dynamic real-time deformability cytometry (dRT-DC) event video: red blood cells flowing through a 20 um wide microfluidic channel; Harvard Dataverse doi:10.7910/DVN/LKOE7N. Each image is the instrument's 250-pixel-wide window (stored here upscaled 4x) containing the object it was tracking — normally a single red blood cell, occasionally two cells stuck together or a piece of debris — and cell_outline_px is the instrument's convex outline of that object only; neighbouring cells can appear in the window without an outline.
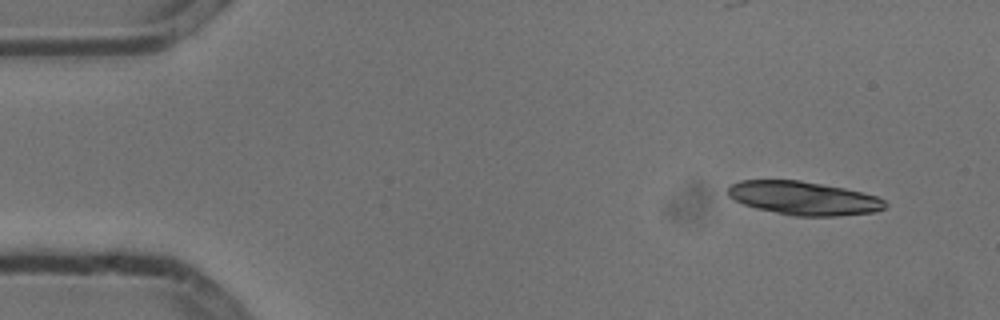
{"species": "common noctule bat (a hibernating species)", "species_latin": "Nyctalus noctula", "temperature_condition": "cold", "stored_images_in_passage": 4, "camera_frame_rate_fps": 3000, "um_per_image_px": 0.085, "animal": {"sex": "male", "body_mass_g": 13.3}, "frame": {"image": 1, "passage_image": 1, "time_ms": 0.0, "image_size_px": [1000, 320], "cell_outline_px": [[888, 204], [884, 208], [876, 212], [840, 216], [792, 216], [756, 208], [744, 204], [728, 196], [728, 188], [732, 184], [740, 180], [800, 180], [844, 188], [876, 196], [884, 200]], "centroid_in_image_um": [68.32, 16.85], "position_along_channel_um": 16.7, "area_um2": 30.69}}